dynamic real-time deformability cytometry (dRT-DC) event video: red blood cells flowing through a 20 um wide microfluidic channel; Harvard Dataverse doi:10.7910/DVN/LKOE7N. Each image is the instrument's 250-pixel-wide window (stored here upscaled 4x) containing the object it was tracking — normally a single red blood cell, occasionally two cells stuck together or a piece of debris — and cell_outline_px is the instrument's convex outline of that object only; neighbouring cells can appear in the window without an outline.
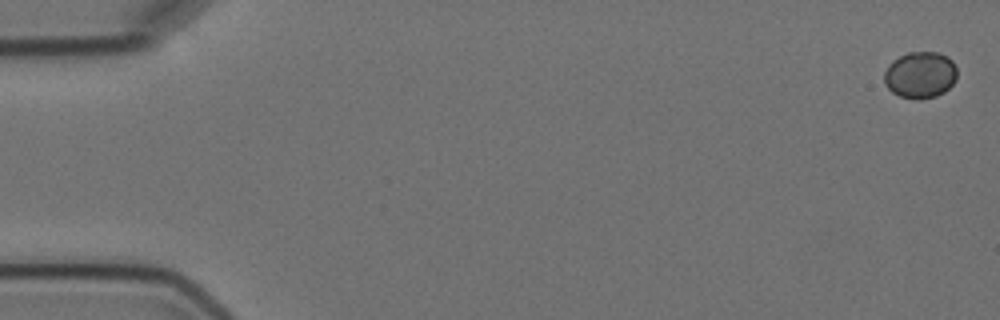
{"species": "Egyptian fruit bat (a non-hibernating species)", "species_latin": "Rousettus aegyptiacus", "temperature_condition": "cold", "stored_images_in_passage": 2, "camera_frame_rate_fps": 3000, "um_per_image_px": 0.085, "animal": {"sex": "female"}, "frame": {"image": 1, "passage_image": 1, "time_ms": 0.0, "image_size_px": [1000, 320], "cell_outline_px": [[956, 80], [944, 92], [936, 96], [920, 100], [916, 100], [900, 96], [892, 92], [884, 84], [884, 72], [888, 64], [892, 60], [908, 52], [940, 52], [948, 56], [952, 60], [956, 68]], "centroid_in_image_um": [78.21, 6.37], "position_along_channel_um": 6.8, "area_um2": 20.06}}